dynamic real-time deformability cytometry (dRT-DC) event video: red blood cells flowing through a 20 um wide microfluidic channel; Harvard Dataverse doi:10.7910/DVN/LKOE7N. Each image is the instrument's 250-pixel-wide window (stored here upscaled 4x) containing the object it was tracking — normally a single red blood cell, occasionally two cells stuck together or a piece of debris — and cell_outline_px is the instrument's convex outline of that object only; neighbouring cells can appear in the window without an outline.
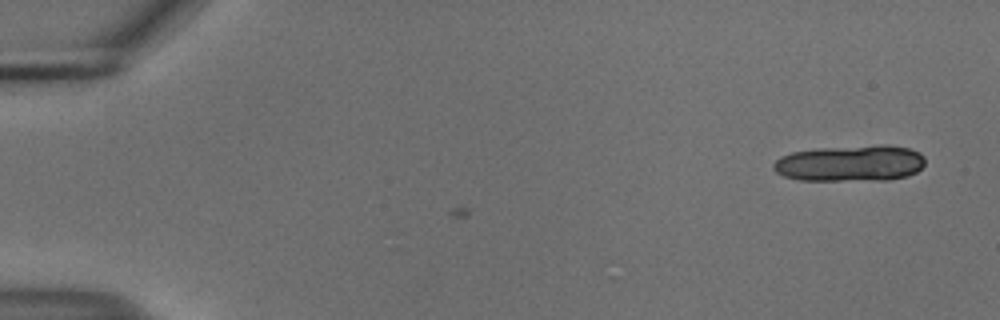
{"species": "common noctule bat (a hibernating species)", "species_latin": "Nyctalus noctula", "temperature_condition": "cold", "stored_images_in_passage": 9, "camera_frame_rate_fps": 3000, "um_per_image_px": 0.085, "animal": {"sex": "male", "body_mass_g": 18.8}, "frame": {"image": 1, "passage_image": 9, "time_ms": 2.667, "image_size_px": [1000, 320], "cell_outline_px": [[924, 164], [916, 172], [908, 176], [888, 180], [800, 180], [784, 176], [776, 172], [772, 168], [772, 164], [780, 156], [792, 152], [820, 148], [880, 144], [888, 144], [908, 148], [920, 152], [924, 156]], "centroid_in_image_um": [72.29, 13.87], "position_along_channel_um": 12.7, "area_um2": 32.37}}